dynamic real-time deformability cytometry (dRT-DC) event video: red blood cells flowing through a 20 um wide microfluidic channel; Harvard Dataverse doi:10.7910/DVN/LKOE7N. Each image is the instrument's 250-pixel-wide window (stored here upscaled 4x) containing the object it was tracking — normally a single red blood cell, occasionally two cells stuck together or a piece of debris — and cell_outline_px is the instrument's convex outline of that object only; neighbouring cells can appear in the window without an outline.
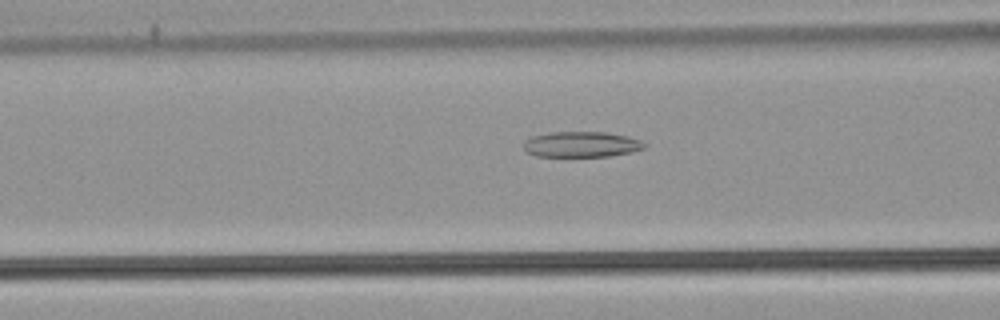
{"species": "common noctule bat (a hibernating species)", "species_latin": "Nyctalus noctula", "temperature_condition": "warm", "stored_images_in_passage": 47, "camera_frame_rate_fps": 3000, "um_per_image_px": 0.085, "animal": {"sex": "male", "body_mass_g": 21.5, "forearm_length_mm": 52.0}, "frame": {"image": 1, "passage_image": 16, "time_ms": 5.0, "image_size_px": [1000, 320], "cell_outline_px": [[648, 144], [644, 148], [632, 152], [608, 156], [536, 156], [528, 152], [524, 148], [524, 140], [532, 136], [548, 132], [608, 132], [628, 136], [640, 140]], "centroid_in_image_um": [49.44, 12.26], "position_along_channel_um": 117.2, "area_um2": 18.09}}
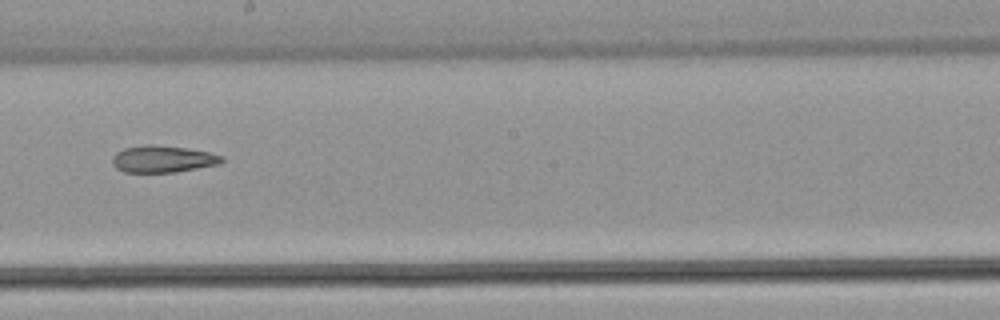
{"frame": {"image": 2, "passage_image": 25, "time_ms": 8.0, "image_size_px": [1000, 320], "cell_outline_px": [[224, 160], [220, 164], [176, 172], [124, 172], [116, 168], [112, 164], [112, 156], [116, 152], [124, 148], [144, 144], [156, 144], [188, 148], [208, 152], [224, 156]], "centroid_in_image_um": [13.83, 13.5], "position_along_channel_um": 234.4, "area_um2": 17.4}}
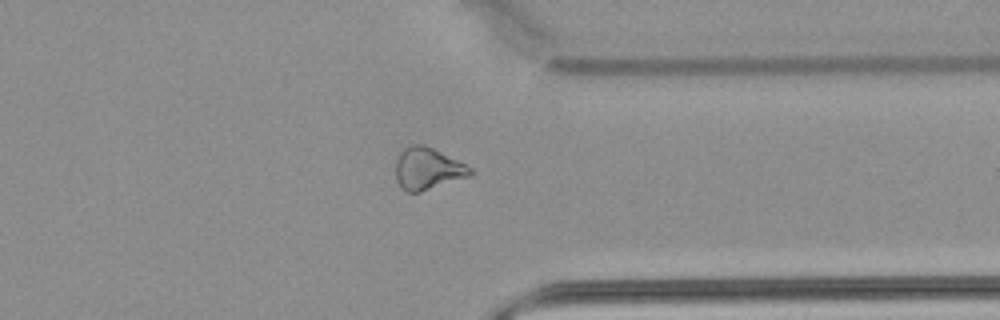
{"frame": {"image": 3, "passage_image": 36, "time_ms": 11.667, "image_size_px": [1000, 320], "cell_outline_px": [[472, 172], [468, 176], [420, 192], [404, 192], [400, 188], [396, 180], [396, 160], [400, 152], [404, 148], [412, 144], [424, 144], [472, 168]], "centroid_in_image_um": [36.28, 14.34], "position_along_channel_um": 375.1, "area_um2": 17.98}}